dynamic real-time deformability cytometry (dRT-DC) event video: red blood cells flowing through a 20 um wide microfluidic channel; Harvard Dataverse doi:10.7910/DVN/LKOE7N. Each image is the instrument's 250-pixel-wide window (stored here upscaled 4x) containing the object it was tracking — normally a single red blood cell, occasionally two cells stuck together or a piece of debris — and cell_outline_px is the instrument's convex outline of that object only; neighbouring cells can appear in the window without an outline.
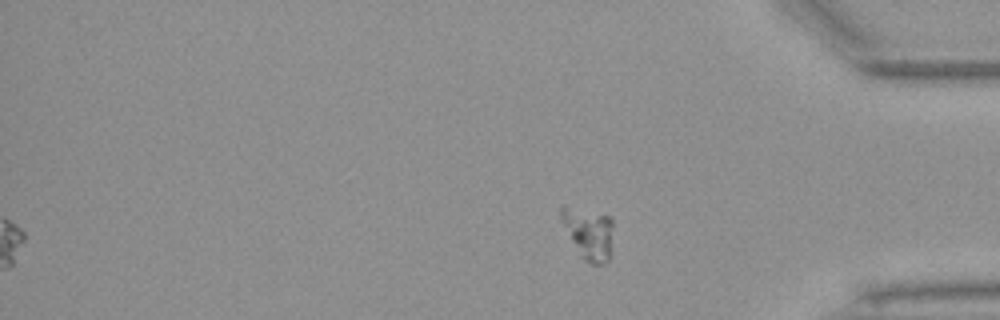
{"species": "Egyptian fruit bat (a non-hibernating species)", "species_latin": "Rousettus aegyptiacus", "temperature_condition": "warm", "stored_images_in_passage": 45, "camera_frame_rate_fps": 3000, "um_per_image_px": 0.085, "animal": {"sex": "female"}, "frame": {"image": 1, "passage_image": 45, "time_ms": 14.667, "image_size_px": [1000, 320], "cell_outline_px": [[612, 252], [608, 260], [604, 264], [592, 264], [584, 260], [560, 220], [560, 208], [564, 204], [612, 216]], "centroid_in_image_um": [50.06, 19.79], "position_along_channel_um": 385.1, "area_um2": 15.84}}